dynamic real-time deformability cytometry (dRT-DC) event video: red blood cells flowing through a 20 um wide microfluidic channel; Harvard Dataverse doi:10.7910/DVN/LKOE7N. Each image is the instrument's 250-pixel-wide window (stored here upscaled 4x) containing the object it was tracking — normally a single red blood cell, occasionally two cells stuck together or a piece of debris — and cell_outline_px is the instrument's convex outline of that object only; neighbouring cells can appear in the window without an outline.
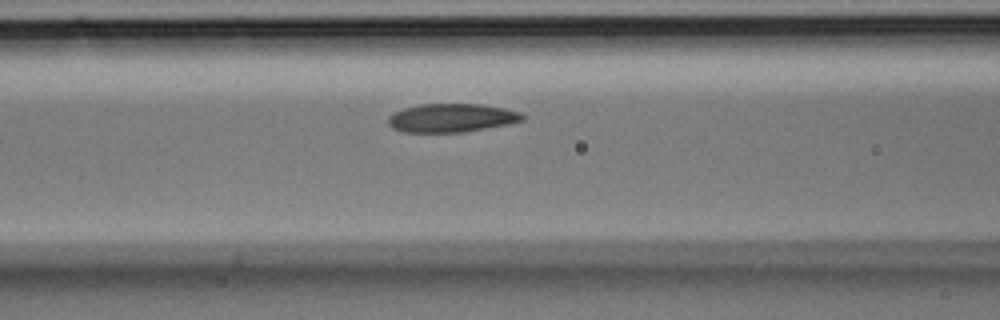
{"species": "Egyptian fruit bat (a non-hibernating species)", "species_latin": "Rousettus aegyptiacus", "temperature_condition": "room temperature", "stored_images_in_passage": 3, "camera_frame_rate_fps": 3000, "um_per_image_px": 0.085, "animal": {"sex": "male"}, "frame": {"image": 1, "passage_image": 3, "time_ms": 0.667, "image_size_px": [1000, 320], "cell_outline_px": [[524, 120], [508, 124], [464, 132], [404, 132], [392, 128], [388, 124], [388, 116], [404, 108], [420, 104], [480, 104], [504, 108], [520, 112], [524, 116]], "centroid_in_image_um": [38.38, 10.02], "position_along_channel_um": 128.2, "area_um2": 22.25}}